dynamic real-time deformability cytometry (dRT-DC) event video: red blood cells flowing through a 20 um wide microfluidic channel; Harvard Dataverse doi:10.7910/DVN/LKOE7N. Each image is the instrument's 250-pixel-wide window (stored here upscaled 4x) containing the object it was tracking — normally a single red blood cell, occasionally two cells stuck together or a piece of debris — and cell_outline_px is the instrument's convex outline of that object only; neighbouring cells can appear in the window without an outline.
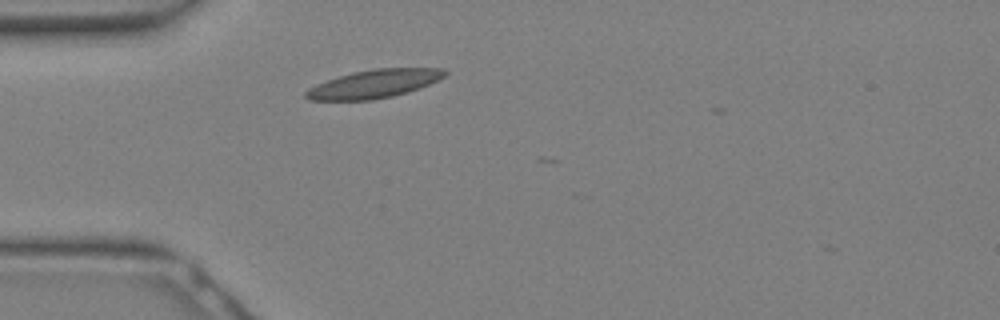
{"species": "Egyptian fruit bat (a non-hibernating species)", "species_latin": "Rousettus aegyptiacus", "temperature_condition": "warm", "stored_images_in_passage": 2, "camera_frame_rate_fps": 3000, "um_per_image_px": 0.085, "animal": {"sex": "female"}, "frame": {"image": 1, "passage_image": 1, "time_ms": 0.0, "image_size_px": [1000, 320], "cell_outline_px": [[448, 72], [444, 76], [420, 88], [408, 92], [392, 96], [372, 100], [312, 100], [304, 96], [304, 92], [308, 88], [316, 84], [352, 72], [372, 68], [444, 68]], "centroid_in_image_um": [31.79, 7.12], "position_along_channel_um": 53.2, "area_um2": 22.83}}